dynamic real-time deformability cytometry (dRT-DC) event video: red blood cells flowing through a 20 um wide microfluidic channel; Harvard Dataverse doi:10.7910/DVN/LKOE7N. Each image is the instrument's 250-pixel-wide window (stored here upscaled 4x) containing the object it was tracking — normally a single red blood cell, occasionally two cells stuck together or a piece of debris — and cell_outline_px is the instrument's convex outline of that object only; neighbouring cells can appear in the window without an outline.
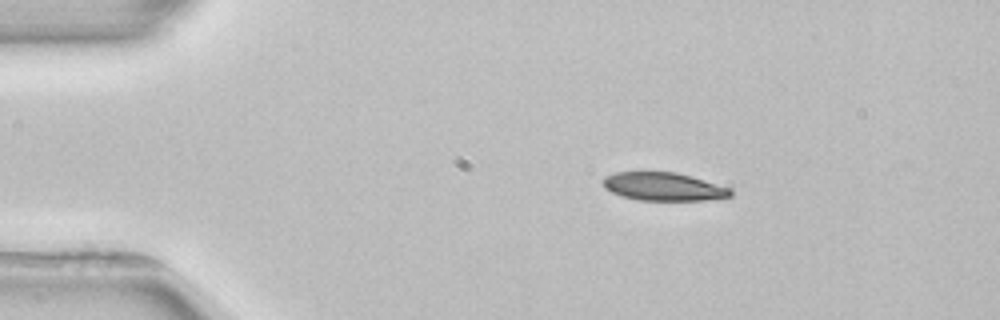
{"species": "common noctule bat (a hibernating species)", "species_latin": "Nyctalus noctula", "temperature_condition": "room temperature", "stored_images_in_passage": 3, "camera_frame_rate_fps": 3000, "um_per_image_px": 0.085, "animal": {"sex": "female", "body_mass_g": 22.7, "forearm_length_mm": 54.2}, "frame": {"image": 1, "passage_image": 1, "time_ms": 0.0, "image_size_px": [1000, 320], "cell_outline_px": [[732, 196], [704, 200], [640, 200], [624, 196], [612, 192], [604, 188], [600, 180], [604, 176], [616, 172], [676, 172], [692, 176], [728, 188], [732, 192]], "centroid_in_image_um": [56.34, 15.85], "position_along_channel_um": 28.7, "area_um2": 20.81}}
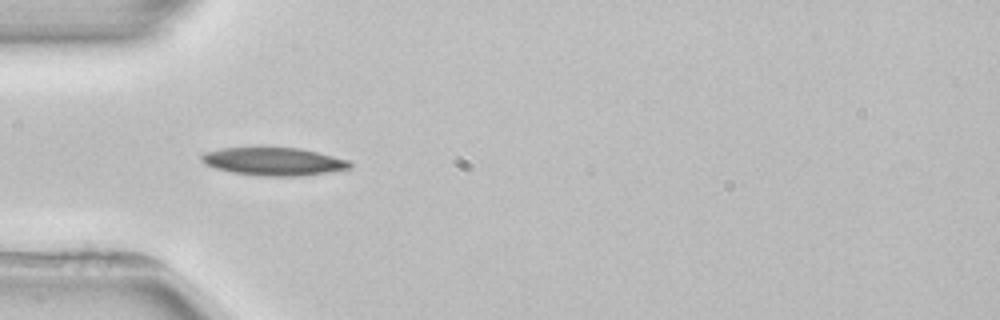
{"frame": {"image": 2, "passage_image": 3, "time_ms": 2.333, "image_size_px": [1000, 320], "cell_outline_px": [[352, 168], [300, 176], [264, 176], [232, 172], [216, 168], [200, 160], [200, 156], [204, 152], [220, 148], [260, 144], [300, 148], [348, 160], [352, 164]], "centroid_in_image_um": [23.2, 13.67], "position_along_channel_um": 61.8, "area_um2": 24.97}}